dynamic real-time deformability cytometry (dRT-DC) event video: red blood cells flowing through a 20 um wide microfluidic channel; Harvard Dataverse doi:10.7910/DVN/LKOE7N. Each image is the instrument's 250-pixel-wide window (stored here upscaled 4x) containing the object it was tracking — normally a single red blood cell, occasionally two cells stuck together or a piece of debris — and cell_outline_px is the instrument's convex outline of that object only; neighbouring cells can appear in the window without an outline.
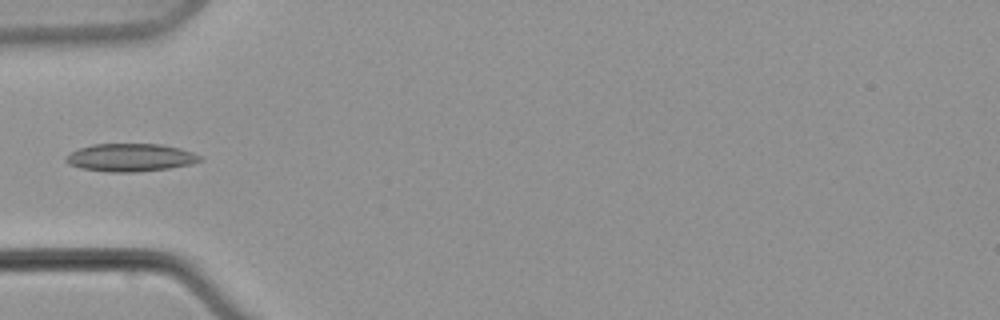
{"species": "common noctule bat (a hibernating species)", "species_latin": "Nyctalus noctula", "temperature_condition": "warm", "stored_images_in_passage": 12, "camera_frame_rate_fps": 3000, "um_per_image_px": 0.085, "animal": {"sex": "male", "body_mass_g": 21.5, "forearm_length_mm": 52.0}, "frame": {"image": 1, "passage_image": 6, "time_ms": 6.0, "image_size_px": [1000, 320], "cell_outline_px": [[204, 160], [192, 164], [168, 168], [136, 172], [108, 172], [80, 168], [68, 164], [64, 160], [72, 152], [80, 148], [92, 144], [160, 144], [180, 148], [204, 156]], "centroid_in_image_um": [11.13, 13.39], "position_along_channel_um": 73.9, "area_um2": 21.85}}
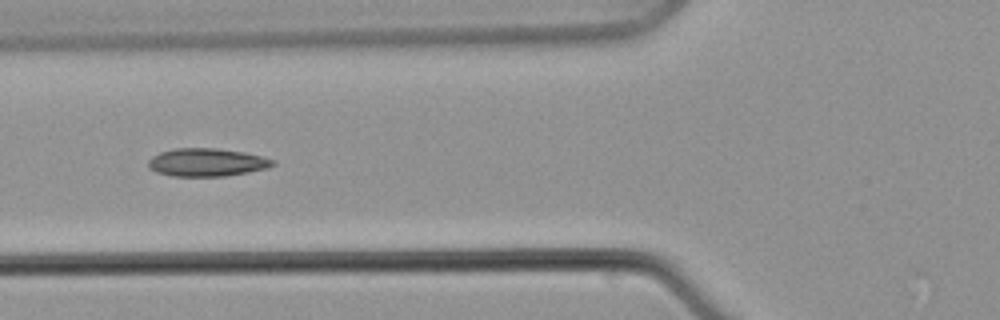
{"frame": {"image": 2, "passage_image": 7, "time_ms": 7.333, "image_size_px": [1000, 320], "cell_outline_px": [[276, 164], [268, 168], [248, 172], [224, 176], [172, 176], [156, 172], [148, 168], [148, 160], [152, 156], [160, 152], [176, 148], [216, 148], [244, 152], [264, 156], [276, 160]], "centroid_in_image_um": [17.6, 13.79], "position_along_channel_um": 108.2, "area_um2": 20.52}}